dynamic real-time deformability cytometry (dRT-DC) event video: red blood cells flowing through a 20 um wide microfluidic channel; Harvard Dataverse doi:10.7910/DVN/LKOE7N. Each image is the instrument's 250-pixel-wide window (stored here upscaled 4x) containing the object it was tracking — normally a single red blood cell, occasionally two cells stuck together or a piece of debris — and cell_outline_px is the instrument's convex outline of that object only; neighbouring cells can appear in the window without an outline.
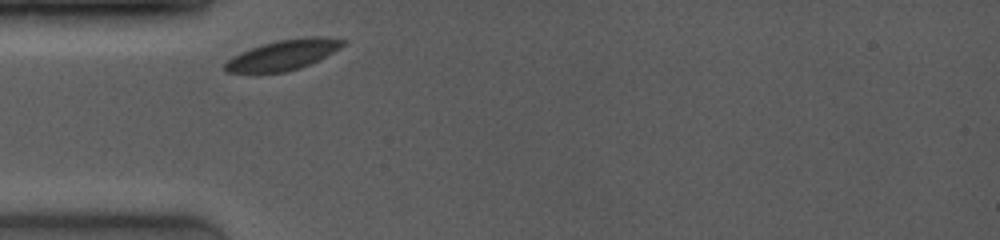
{"species": "common noctule bat (a hibernating species)", "species_latin": "Nyctalus noctula", "temperature_condition": "room temperature", "stored_images_in_passage": 3, "camera_frame_rate_fps": 4000, "um_per_image_px": 0.085, "animal": {"sex": "female", "body_mass_g": 19.0, "forearm_length_mm": 53.3}, "frame": {"image": 1, "passage_image": 1, "time_ms": 0.0, "image_size_px": [1000, 240], "cell_outline_px": [[348, 40], [340, 48], [300, 68], [284, 72], [228, 72], [224, 68], [224, 64], [232, 56], [240, 52], [264, 44], [280, 40], [304, 36], [328, 36]], "centroid_in_image_um": [24.1, 4.64], "position_along_channel_um": 60.9, "area_um2": 20.46}}
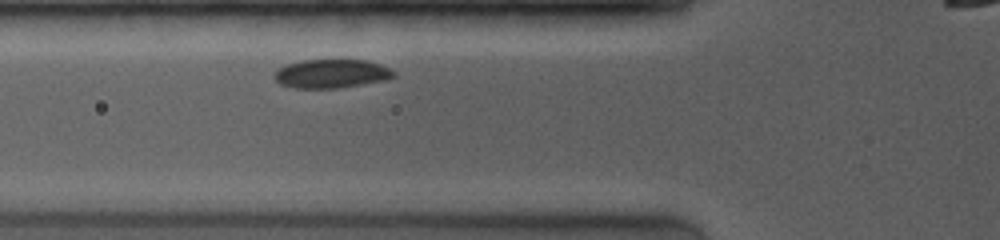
{"frame": {"image": 2, "passage_image": 3, "time_ms": 1.0, "image_size_px": [1000, 240], "cell_outline_px": [[396, 76], [384, 80], [336, 88], [296, 88], [280, 84], [272, 76], [272, 72], [288, 64], [300, 60], [368, 60], [380, 64], [396, 72]], "centroid_in_image_um": [28.14, 6.25], "position_along_channel_um": 97.7, "area_um2": 19.94}}